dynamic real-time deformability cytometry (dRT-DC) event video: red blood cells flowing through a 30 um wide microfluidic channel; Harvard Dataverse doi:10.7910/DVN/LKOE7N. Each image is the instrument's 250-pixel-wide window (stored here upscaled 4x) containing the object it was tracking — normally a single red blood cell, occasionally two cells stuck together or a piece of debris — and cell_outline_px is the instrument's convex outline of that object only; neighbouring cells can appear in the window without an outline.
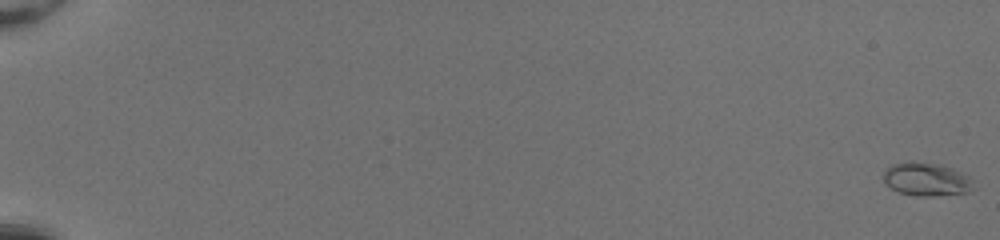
{"species": "common noctule bat (a hibernating species)", "species_latin": "Nyctalus noctula", "temperature_condition": "room temperature", "stored_images_in_passage": 53, "camera_frame_rate_fps": 3000, "um_per_image_px": 0.085, "animal": {"sex": "female", "body_mass_g": 20.0, "forearm_length_mm": 54.0}, "frame": {"image": 1, "passage_image": 1, "time_ms": 0.0, "image_size_px": [1000, 240], "cell_outline_px": [[976, 188], [968, 192], [932, 196], [916, 196], [900, 192], [892, 188], [884, 180], [884, 172], [892, 164], [936, 164], [952, 168], [968, 176]], "centroid_in_image_um": [78.81, 15.29], "position_along_channel_um": 6.2, "area_um2": 16.7}}
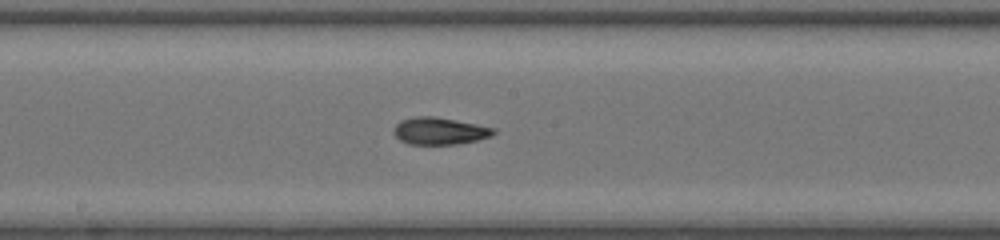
{"frame": {"image": 2, "passage_image": 32, "time_ms": 10.333, "image_size_px": [1000, 240], "cell_outline_px": [[496, 132], [492, 136], [476, 140], [456, 144], [408, 144], [400, 140], [392, 132], [392, 128], [400, 120], [412, 116], [436, 116], [496, 128]], "centroid_in_image_um": [37.33, 11.12], "position_along_channel_um": 210.9, "area_um2": 15.95}}
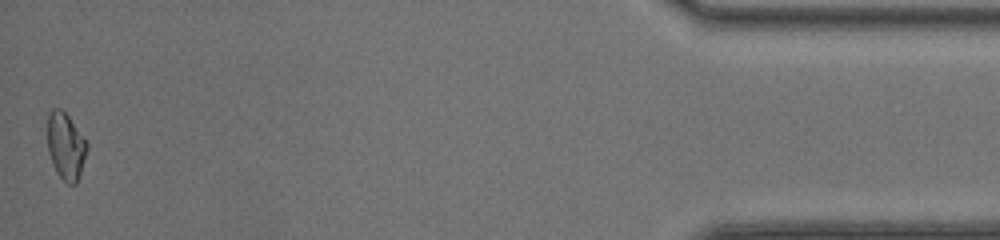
{"frame": {"image": 3, "passage_image": 53, "time_ms": 17.333, "image_size_px": [1000, 240], "cell_outline_px": [[88, 148], [76, 184], [68, 184], [56, 172], [52, 164], [48, 152], [48, 112], [52, 108], [60, 108], [68, 116], [88, 140]], "centroid_in_image_um": [5.6, 12.39], "position_along_channel_um": 429.6, "area_um2": 15.49}, "authors_computed_cell_mechanics": {"area_um2": 15.7216, "velocity_mm_per_s": 4.2133, "shape_relaxation_time_tau1_ms": null, "shape_relaxation_time_tau2_ms": 2.1226, "deformation_change_tau1": null, "deformation_change_tau2": 0.0594}}